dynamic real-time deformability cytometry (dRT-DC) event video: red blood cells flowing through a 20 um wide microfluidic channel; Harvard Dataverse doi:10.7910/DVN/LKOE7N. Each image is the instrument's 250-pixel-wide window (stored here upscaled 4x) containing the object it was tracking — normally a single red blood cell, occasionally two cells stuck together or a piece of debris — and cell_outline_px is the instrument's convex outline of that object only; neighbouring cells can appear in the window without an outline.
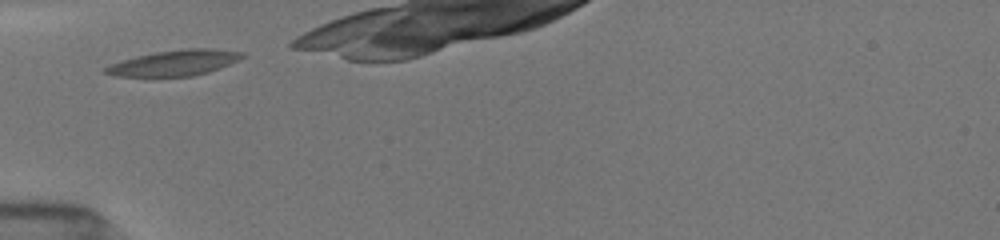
{"species": "common noctule bat (a hibernating species)", "species_latin": "Nyctalus noctula", "temperature_condition": "room temperature", "stored_images_in_passage": 4, "camera_frame_rate_fps": 3000, "um_per_image_px": 0.085, "animal": {"sex": "female", "body_mass_g": 19.5, "forearm_length_mm": 54.1}, "frame": {"image": 1, "passage_image": 1, "time_ms": 0.0, "image_size_px": [1000, 240], "cell_outline_px": [[244, 56], [240, 60], [220, 68], [208, 72], [192, 76], [116, 76], [104, 72], [104, 68], [112, 64], [136, 56], [156, 52], [188, 48], [212, 48], [244, 52]], "centroid_in_image_um": [14.9, 5.34], "position_along_channel_um": 70.1, "area_um2": 20.23}}